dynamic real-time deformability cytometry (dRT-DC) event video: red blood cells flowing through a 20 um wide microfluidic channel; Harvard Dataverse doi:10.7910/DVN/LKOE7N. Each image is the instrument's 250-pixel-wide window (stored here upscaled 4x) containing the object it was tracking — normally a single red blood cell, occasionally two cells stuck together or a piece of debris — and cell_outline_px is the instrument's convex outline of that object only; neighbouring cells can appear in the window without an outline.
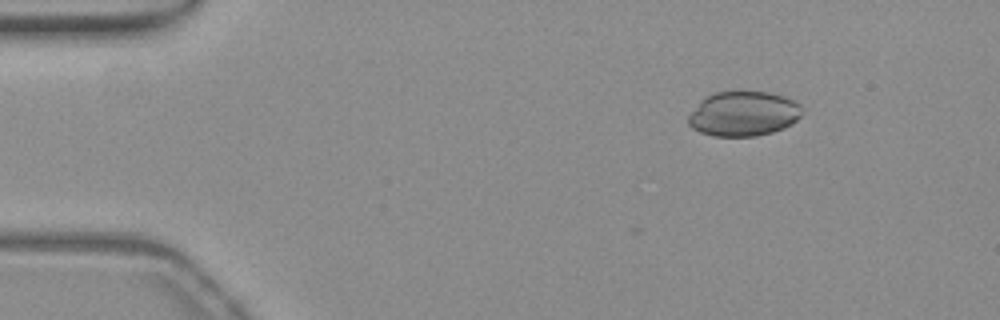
{"species": "common noctule bat (a hibernating species)", "species_latin": "Nyctalus noctula", "temperature_condition": "warm", "stored_images_in_passage": 2, "camera_frame_rate_fps": 3000, "um_per_image_px": 0.085, "animal": {"sex": "female", "body_mass_g": 19.3, "forearm_length_mm": 54.1}, "frame": {"image": 1, "passage_image": 2, "time_ms": 0.333, "image_size_px": [1000, 320], "cell_outline_px": [[804, 112], [792, 124], [784, 128], [772, 132], [756, 136], [712, 136], [700, 132], [692, 128], [688, 124], [688, 116], [700, 100], [704, 96], [716, 92], [768, 92], [784, 96], [800, 104], [804, 108]], "centroid_in_image_um": [63.2, 9.67], "position_along_channel_um": 21.8, "area_um2": 29.88}}